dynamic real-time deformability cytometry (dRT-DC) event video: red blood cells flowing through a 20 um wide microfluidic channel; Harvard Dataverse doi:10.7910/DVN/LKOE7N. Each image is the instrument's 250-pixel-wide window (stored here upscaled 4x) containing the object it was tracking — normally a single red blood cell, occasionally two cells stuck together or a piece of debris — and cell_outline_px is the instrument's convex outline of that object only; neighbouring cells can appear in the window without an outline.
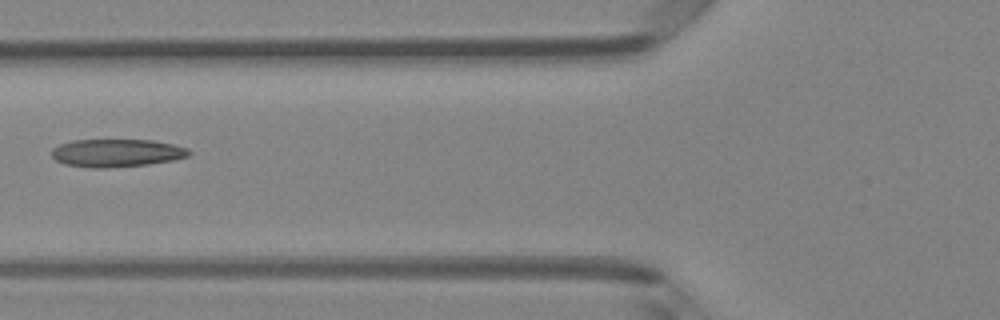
{"species": "Egyptian fruit bat (a non-hibernating species)", "species_latin": "Rousettus aegyptiacus", "temperature_condition": "room temperature", "stored_images_in_passage": 5, "camera_frame_rate_fps": 3000, "um_per_image_px": 0.085, "animal": {"sex": "female"}, "frame": {"image": 1, "passage_image": 5, "time_ms": 1.333, "image_size_px": [1000, 320], "cell_outline_px": [[192, 152], [188, 156], [176, 160], [148, 164], [108, 168], [92, 168], [64, 164], [56, 160], [52, 156], [52, 148], [60, 144], [72, 140], [152, 140], [172, 144], [188, 148]], "centroid_in_image_um": [9.93, 13.0], "position_along_channel_um": 115.9, "area_um2": 22.43}}